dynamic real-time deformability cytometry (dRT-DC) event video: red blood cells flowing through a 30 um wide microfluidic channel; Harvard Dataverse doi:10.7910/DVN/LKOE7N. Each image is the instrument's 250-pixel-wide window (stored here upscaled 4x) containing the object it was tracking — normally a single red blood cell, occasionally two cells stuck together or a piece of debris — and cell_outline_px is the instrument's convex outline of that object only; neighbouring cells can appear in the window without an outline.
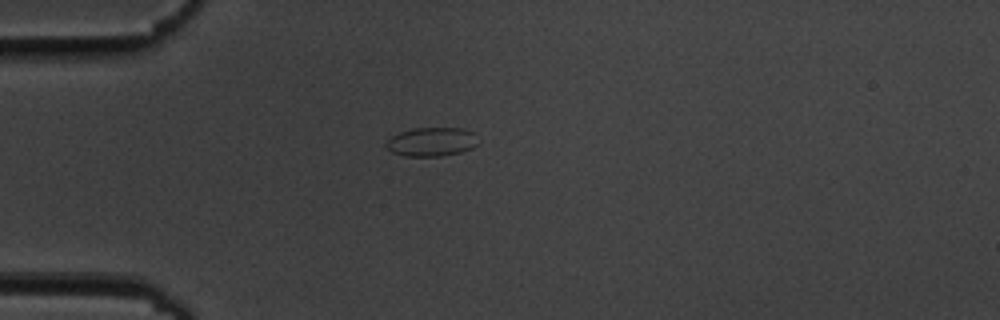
{"species": "common noctule bat (a hibernating species)", "species_latin": "Nyctalus noctula", "temperature_condition": "cold", "stored_images_in_passage": 41, "camera_frame_rate_fps": 3000, "um_per_image_px": 0.085, "animal": {"sex": "male", "body_mass_g": 19.5, "forearm_length_mm": 54.6}, "frame": {"image": 1, "passage_image": 1, "time_ms": 0.0, "image_size_px": [1000, 320], "cell_outline_px": [[476, 144], [472, 148], [460, 152], [440, 156], [404, 156], [392, 152], [384, 144], [392, 136], [400, 132], [416, 128], [460, 128], [472, 132]], "centroid_in_image_um": [36.63, 12.06], "position_along_channel_um": 48.4, "area_um2": 15.14}}
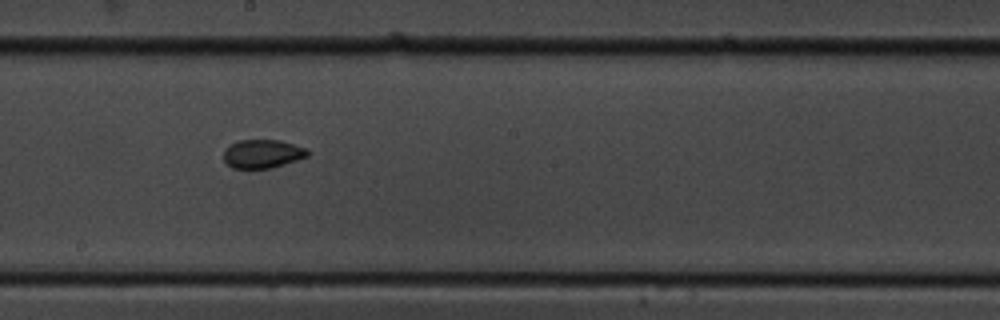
{"frame": {"image": 2, "passage_image": 17, "time_ms": 5.333, "image_size_px": [1000, 320], "cell_outline_px": [[308, 156], [272, 168], [232, 168], [224, 160], [224, 148], [240, 140], [280, 140], [308, 148]], "centroid_in_image_um": [22.32, 13.07], "position_along_channel_um": 225.9, "area_um2": 13.93}}
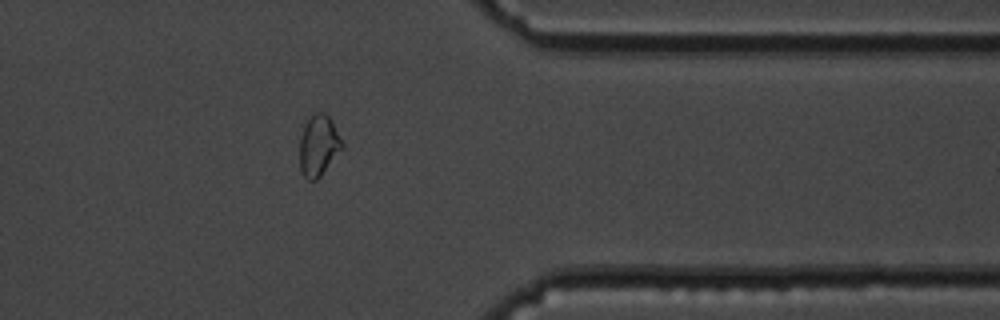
{"frame": {"image": 3, "passage_image": 31, "time_ms": 10.0, "image_size_px": [1000, 320], "cell_outline_px": [[344, 148], [320, 176], [316, 180], [308, 180], [304, 176], [300, 168], [300, 136], [304, 124], [312, 112], [324, 112], [332, 120], [344, 144]], "centroid_in_image_um": [27.09, 12.34], "position_along_channel_um": 384.3, "area_um2": 15.32}, "authors_computed_cell_mechanics": {"area_um2": 14.3344, "velocity_mm_per_s": 3.6232, "shape_relaxation_time_tau1_ms": 8.1699, "shape_relaxation_time_tau2_ms": 1.12, "deformation_change_tau1": 0.1297, "deformation_change_tau2": 0.0412}}